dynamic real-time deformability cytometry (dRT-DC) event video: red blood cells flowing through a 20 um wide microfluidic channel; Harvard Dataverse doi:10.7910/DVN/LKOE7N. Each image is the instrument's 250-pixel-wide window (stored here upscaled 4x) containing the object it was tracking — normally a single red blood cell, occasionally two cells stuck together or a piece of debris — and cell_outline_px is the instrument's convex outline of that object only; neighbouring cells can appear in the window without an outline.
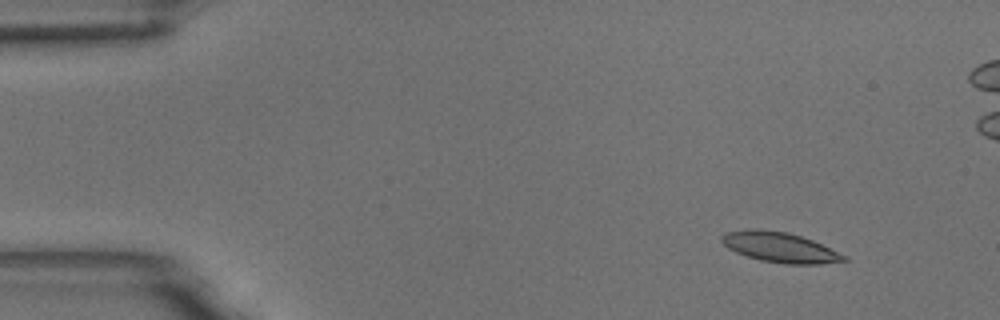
{"species": "common noctule bat (a hibernating species)", "species_latin": "Nyctalus noctula", "temperature_condition": "room temperature", "stored_images_in_passage": 5, "camera_frame_rate_fps": 3000, "um_per_image_px": 0.085, "animal": {"sex": "male", "body_mass_g": 18.8}, "frame": {"image": 1, "passage_image": 1, "time_ms": 0.0, "image_size_px": [1000, 320], "cell_outline_px": [[848, 260], [820, 264], [784, 264], [760, 260], [736, 252], [728, 248], [720, 240], [720, 236], [724, 232], [748, 228], [760, 228], [788, 232], [812, 240], [848, 256]], "centroid_in_image_um": [66.26, 21.0], "position_along_channel_um": 18.7, "area_um2": 21.68}}